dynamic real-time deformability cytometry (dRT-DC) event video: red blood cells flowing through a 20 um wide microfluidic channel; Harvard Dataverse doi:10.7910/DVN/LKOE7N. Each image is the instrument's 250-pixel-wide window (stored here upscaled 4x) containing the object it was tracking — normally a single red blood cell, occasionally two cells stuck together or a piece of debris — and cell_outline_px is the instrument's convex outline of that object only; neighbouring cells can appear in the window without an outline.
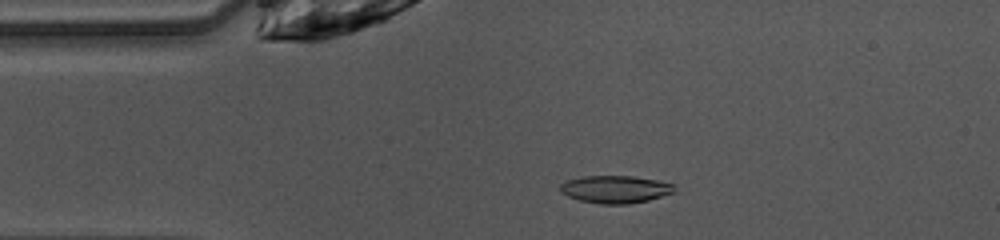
{"species": "common noctule bat (a hibernating species)", "species_latin": "Nyctalus noctula", "temperature_condition": "warm", "stored_images_in_passage": 48, "camera_frame_rate_fps": 3000, "um_per_image_px": 0.085, "animal": {"sex": "female", "body_mass_g": 10.0, "forearm_length_mm": 53.1}, "frame": {"image": 1, "passage_image": 9, "time_ms": 2.667, "image_size_px": [1000, 240], "cell_outline_px": [[676, 188], [672, 192], [648, 200], [628, 204], [600, 204], [580, 200], [568, 196], [560, 192], [560, 184], [568, 180], [584, 176], [632, 176], [656, 180], [672, 184]], "centroid_in_image_um": [52.26, 16.09], "position_along_channel_um": 32.7, "area_um2": 18.09}}
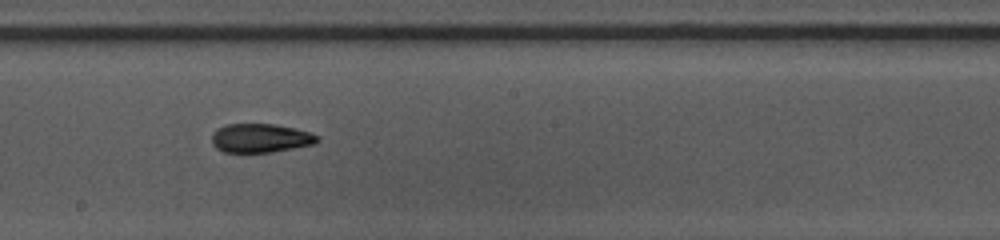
{"frame": {"image": 2, "passage_image": 25, "time_ms": 8.0, "image_size_px": [1000, 240], "cell_outline_px": [[320, 140], [316, 144], [272, 152], [224, 152], [216, 148], [212, 144], [212, 132], [216, 128], [228, 124], [272, 124], [296, 128], [320, 136]], "centroid_in_image_um": [22.15, 11.74], "position_along_channel_um": 226.1, "area_um2": 17.92}}
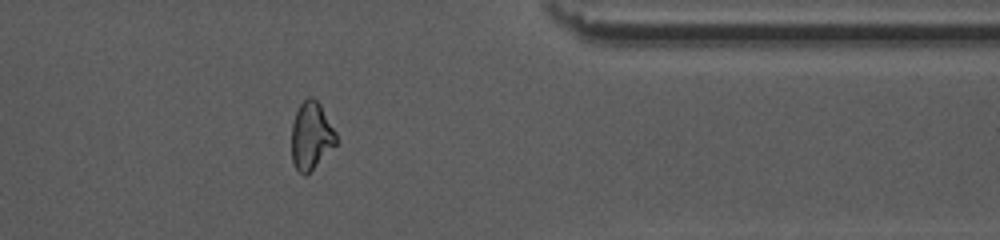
{"frame": {"image": 3, "passage_image": 38, "time_ms": 12.333, "image_size_px": [1000, 240], "cell_outline_px": [[340, 140], [304, 176], [296, 168], [292, 160], [292, 124], [296, 112], [300, 104], [308, 96], [312, 96], [320, 104], [336, 132]], "centroid_in_image_um": [26.46, 11.51], "position_along_channel_um": 384.9, "area_um2": 17.34}, "authors_computed_cell_mechanics": {"area_um2": 18.0336, "velocity_mm_per_s": 4.0732, "shape_relaxation_time_tau1_ms": 4.2924, "shape_relaxation_time_tau2_ms": 5.0836, "deformation_change_tau1": 0.1602, "deformation_change_tau2": 0.0951}}